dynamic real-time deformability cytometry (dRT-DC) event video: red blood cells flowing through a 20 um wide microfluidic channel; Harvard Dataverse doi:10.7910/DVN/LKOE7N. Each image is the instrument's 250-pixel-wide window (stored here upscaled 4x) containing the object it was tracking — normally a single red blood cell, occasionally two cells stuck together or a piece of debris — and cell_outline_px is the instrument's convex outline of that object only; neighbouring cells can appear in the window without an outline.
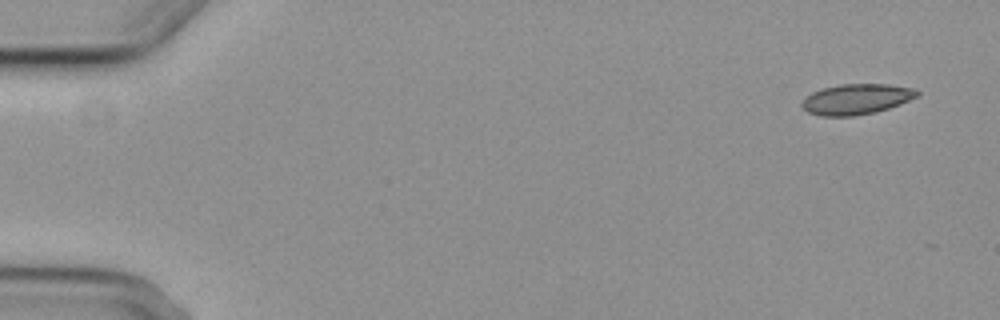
{"species": "common noctule bat (a hibernating species)", "species_latin": "Nyctalus noctula", "temperature_condition": "cold", "stored_images_in_passage": 5, "camera_frame_rate_fps": 3000, "um_per_image_px": 0.085, "animal": {"sex": "female", "body_mass_g": 29.2, "forearm_length_mm": 56.3}, "frame": {"image": 1, "passage_image": 1, "time_ms": 0.0, "image_size_px": [1000, 320], "cell_outline_px": [[920, 92], [916, 96], [900, 104], [876, 112], [852, 116], [820, 116], [808, 112], [800, 104], [812, 92], [824, 88], [840, 84], [888, 84], [916, 88]], "centroid_in_image_um": [72.81, 8.42], "position_along_channel_um": 12.2, "area_um2": 20.35}}